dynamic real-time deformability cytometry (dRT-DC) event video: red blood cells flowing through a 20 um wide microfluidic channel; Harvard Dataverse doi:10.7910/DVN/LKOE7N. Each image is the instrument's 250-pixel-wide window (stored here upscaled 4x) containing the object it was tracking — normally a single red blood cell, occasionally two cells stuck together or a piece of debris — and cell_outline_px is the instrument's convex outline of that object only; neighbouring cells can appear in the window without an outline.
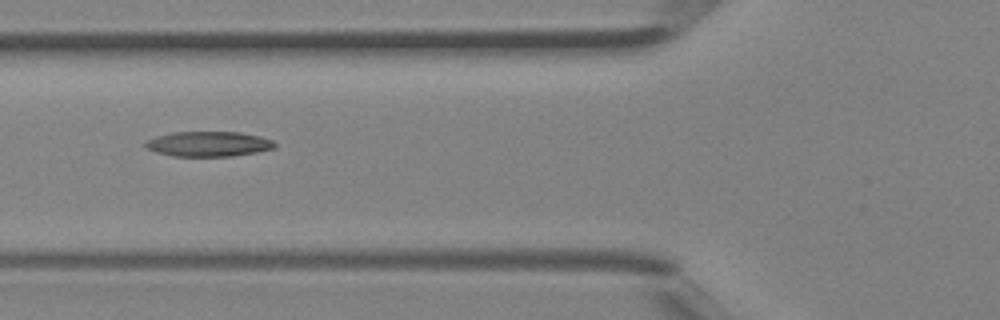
{"species": "Egyptian fruit bat (a non-hibernating species)", "species_latin": "Rousettus aegyptiacus", "temperature_condition": "room temperature", "stored_images_in_passage": 23, "camera_frame_rate_fps": 3000, "um_per_image_px": 0.085, "animal": {"sex": "female"}, "frame": {"image": 1, "passage_image": 4, "time_ms": 1.0, "image_size_px": [1000, 320], "cell_outline_px": [[276, 144], [272, 148], [256, 152], [232, 156], [172, 156], [156, 152], [148, 148], [144, 144], [148, 140], [156, 136], [172, 132], [240, 132], [260, 136], [272, 140]], "centroid_in_image_um": [17.71, 12.23], "position_along_channel_um": 108.1, "area_um2": 18.73}}
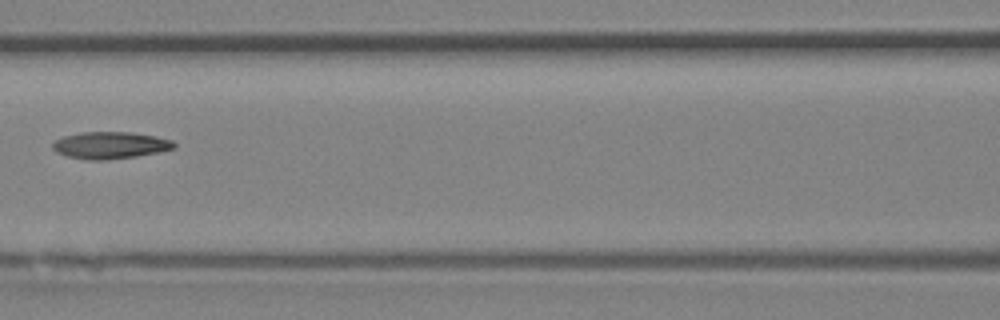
{"frame": {"image": 2, "passage_image": 7, "time_ms": 2.0, "image_size_px": [1000, 320], "cell_outline_px": [[176, 148], [160, 152], [136, 156], [108, 160], [88, 160], [68, 156], [56, 152], [52, 148], [52, 144], [56, 140], [64, 136], [80, 132], [132, 132], [156, 136], [172, 140], [176, 144]], "centroid_in_image_um": [9.39, 12.34], "position_along_channel_um": 157.2, "area_um2": 19.19}}